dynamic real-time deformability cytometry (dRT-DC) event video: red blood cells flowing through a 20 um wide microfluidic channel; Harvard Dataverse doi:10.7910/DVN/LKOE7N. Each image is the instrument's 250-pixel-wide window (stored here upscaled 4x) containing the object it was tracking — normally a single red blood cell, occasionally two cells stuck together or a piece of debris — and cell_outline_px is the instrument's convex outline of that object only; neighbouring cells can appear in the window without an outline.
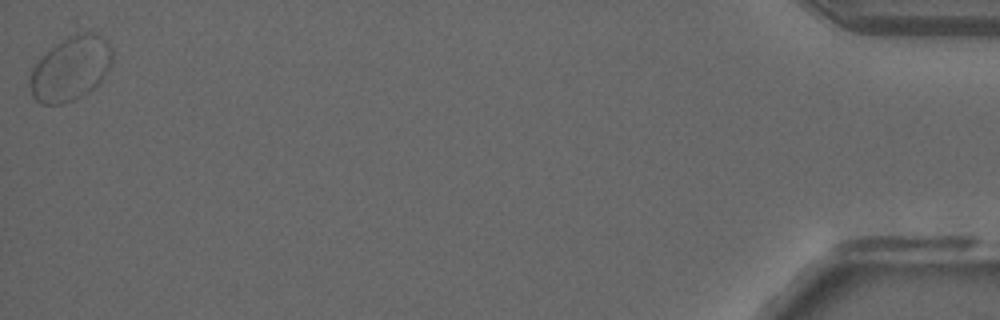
{"species": "common noctule bat (a hibernating species)", "species_latin": "Nyctalus noctula", "temperature_condition": "room temperature", "stored_images_in_passage": 37, "camera_frame_rate_fps": 3000, "um_per_image_px": 0.085, "animal": {"sex": "male", "forearm_length_mm": 52.5}, "frame": {"image": 1, "passage_image": 37, "time_ms": 12.0, "image_size_px": [1000, 320], "cell_outline_px": [[112, 60], [104, 76], [88, 92], [72, 100], [60, 104], [44, 104], [36, 100], [32, 96], [28, 80], [32, 68], [56, 44], [72, 36], [88, 32], [92, 32], [104, 36], [108, 40], [112, 48]], "centroid_in_image_um": [6.01, 5.84], "position_along_channel_um": 429.2, "area_um2": 30.23}}